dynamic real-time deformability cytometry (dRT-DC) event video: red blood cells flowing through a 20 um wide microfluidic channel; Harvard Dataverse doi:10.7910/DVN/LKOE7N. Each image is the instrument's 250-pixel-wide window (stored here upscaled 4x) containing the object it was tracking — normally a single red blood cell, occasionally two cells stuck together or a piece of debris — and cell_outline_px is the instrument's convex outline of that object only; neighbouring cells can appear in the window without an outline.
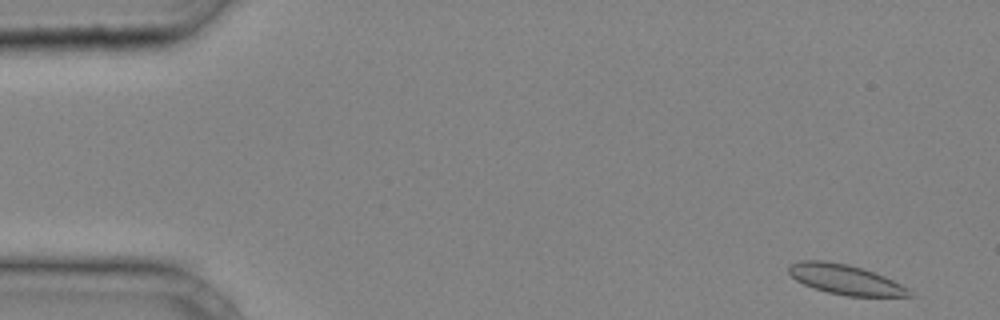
{"species": "common noctule bat (a hibernating species)", "species_latin": "Nyctalus noctula", "temperature_condition": "cold", "stored_images_in_passage": 37, "camera_frame_rate_fps": 3000, "um_per_image_px": 0.085, "animal": {"sex": "male", "body_mass_g": 20.4}, "frame": {"image": 1, "passage_image": 2, "time_ms": 0.333, "image_size_px": [1000, 320], "cell_outline_px": [[916, 296], [848, 296], [828, 292], [804, 284], [796, 280], [788, 272], [788, 264], [800, 260], [824, 260], [848, 264], [884, 276], [908, 288]], "centroid_in_image_um": [71.83, 23.75], "position_along_channel_um": 13.2, "area_um2": 20.87}}
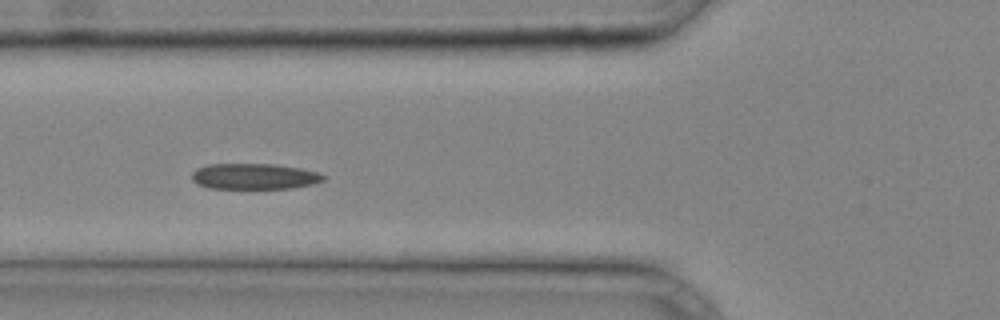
{"frame": {"image": 2, "passage_image": 15, "time_ms": 4.667, "image_size_px": [1000, 320], "cell_outline_px": [[328, 176], [324, 180], [312, 184], [292, 188], [208, 188], [196, 184], [192, 180], [192, 172], [196, 168], [208, 164], [276, 164], [300, 168], [316, 172]], "centroid_in_image_um": [21.6, 14.99], "position_along_channel_um": 104.2, "area_um2": 19.88}}
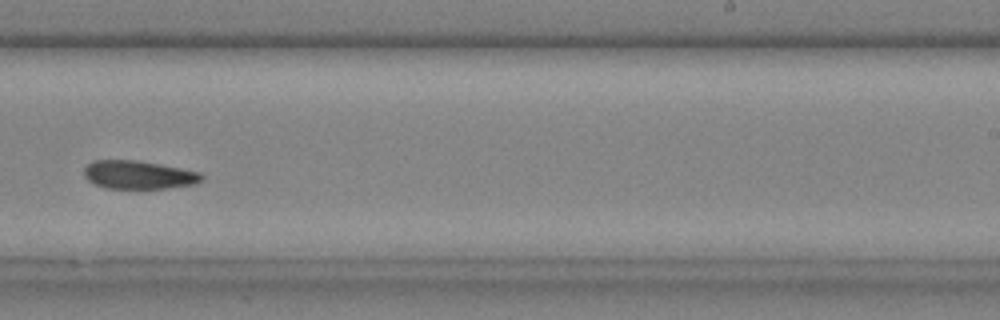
{"frame": {"image": 3, "passage_image": 26, "time_ms": 8.333, "image_size_px": [1000, 320], "cell_outline_px": [[204, 180], [196, 184], [168, 188], [108, 188], [96, 184], [88, 180], [84, 176], [84, 168], [92, 160], [140, 160], [200, 172], [204, 176]], "centroid_in_image_um": [11.81, 14.85], "position_along_channel_um": 277.2, "area_um2": 19.48}}